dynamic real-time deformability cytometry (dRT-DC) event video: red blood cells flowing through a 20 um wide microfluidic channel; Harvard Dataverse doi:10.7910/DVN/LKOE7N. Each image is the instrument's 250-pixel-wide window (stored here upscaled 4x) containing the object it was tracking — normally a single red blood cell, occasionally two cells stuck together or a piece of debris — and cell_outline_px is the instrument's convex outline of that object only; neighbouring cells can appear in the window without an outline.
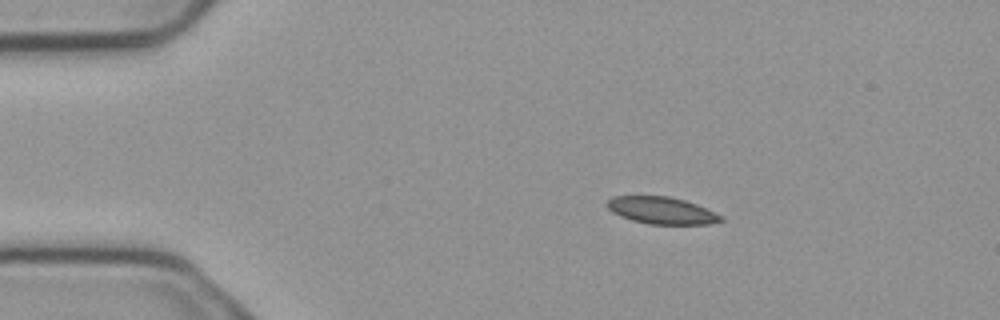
{"species": "common noctule bat (a hibernating species)", "species_latin": "Nyctalus noctula", "temperature_condition": "cold", "stored_images_in_passage": 4, "camera_frame_rate_fps": 3000, "um_per_image_px": 0.085, "animal": {"sex": "male", "body_mass_g": 23.1, "forearm_length_mm": 52.7}, "frame": {"image": 1, "passage_image": 2, "time_ms": 0.333, "image_size_px": [1000, 320], "cell_outline_px": [[724, 220], [708, 224], [648, 224], [632, 220], [620, 216], [612, 212], [604, 204], [612, 196], [668, 196], [684, 200], [696, 204], [724, 216]], "centroid_in_image_um": [56.22, 17.89], "position_along_channel_um": 28.8, "area_um2": 17.98}}